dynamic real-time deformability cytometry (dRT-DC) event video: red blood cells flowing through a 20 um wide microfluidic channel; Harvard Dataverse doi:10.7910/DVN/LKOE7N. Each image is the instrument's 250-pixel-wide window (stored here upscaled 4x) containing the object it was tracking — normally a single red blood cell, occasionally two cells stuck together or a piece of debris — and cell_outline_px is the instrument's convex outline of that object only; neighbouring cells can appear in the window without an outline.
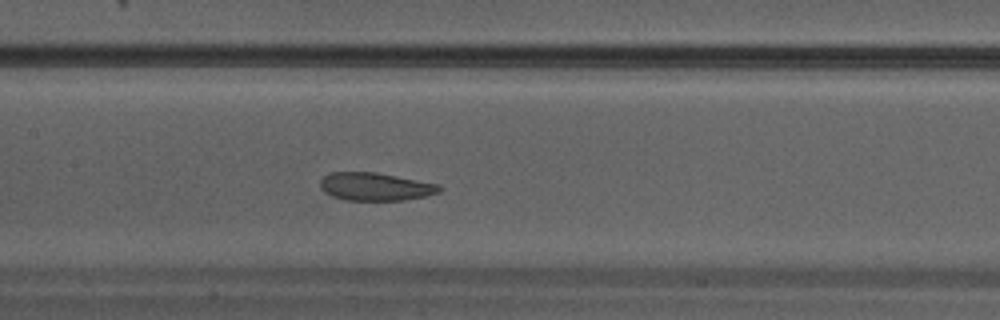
{"species": "Egyptian fruit bat (a non-hibernating species)", "species_latin": "Rousettus aegyptiacus", "temperature_condition": "warm", "stored_images_in_passage": 25, "camera_frame_rate_fps": 3000, "um_per_image_px": 0.085, "animal": {"sex": "male"}, "frame": {"image": 1, "passage_image": 14, "time_ms": 4.333, "image_size_px": [1000, 320], "cell_outline_px": [[444, 188], [440, 192], [428, 196], [404, 200], [344, 200], [332, 196], [324, 192], [320, 188], [320, 180], [324, 176], [332, 172], [376, 172], [440, 184]], "centroid_in_image_um": [31.94, 15.86], "position_along_channel_um": 175.5, "area_um2": 19.65}}
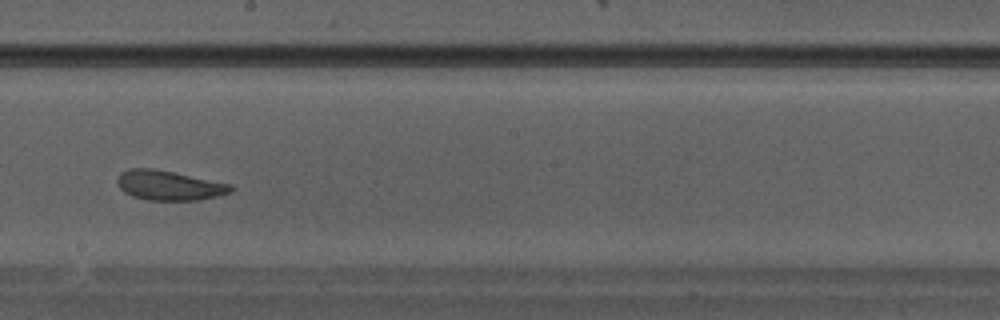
{"frame": {"image": 2, "passage_image": 17, "time_ms": 5.333, "image_size_px": [1000, 320], "cell_outline_px": [[236, 188], [232, 192], [200, 200], [148, 200], [132, 196], [124, 192], [116, 184], [116, 180], [120, 172], [128, 168], [156, 168], [232, 184]], "centroid_in_image_um": [14.37, 15.75], "position_along_channel_um": 233.8, "area_um2": 20.0}}